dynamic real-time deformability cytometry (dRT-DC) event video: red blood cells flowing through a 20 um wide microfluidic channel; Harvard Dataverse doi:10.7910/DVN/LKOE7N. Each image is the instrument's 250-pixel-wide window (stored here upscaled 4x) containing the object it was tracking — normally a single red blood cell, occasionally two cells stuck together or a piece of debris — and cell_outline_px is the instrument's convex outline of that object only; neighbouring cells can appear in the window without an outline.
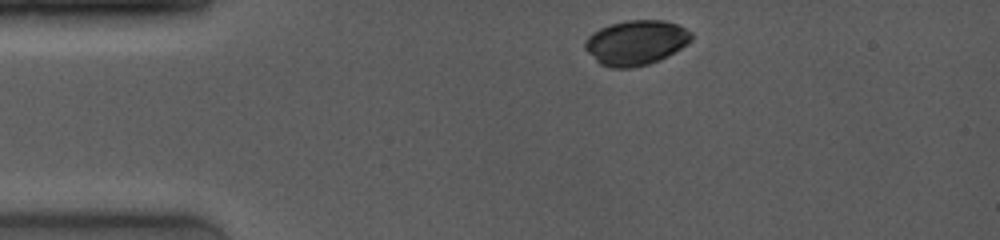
{"species": "common noctule bat (a hibernating species)", "species_latin": "Nyctalus noctula", "temperature_condition": "room temperature", "stored_images_in_passage": 19, "camera_frame_rate_fps": 4000, "um_per_image_px": 0.085, "animal": {"sex": "female", "body_mass_g": 19.0, "forearm_length_mm": 53.3}, "frame": {"image": 1, "passage_image": 1, "time_ms": 0.0, "image_size_px": [1000, 240], "cell_outline_px": [[692, 40], [688, 44], [660, 60], [648, 64], [632, 68], [612, 68], [600, 64], [584, 48], [584, 40], [592, 32], [600, 28], [612, 24], [628, 20], [664, 20], [676, 24], [692, 32]], "centroid_in_image_um": [54.05, 3.62], "position_along_channel_um": 30.9, "area_um2": 27.8}}
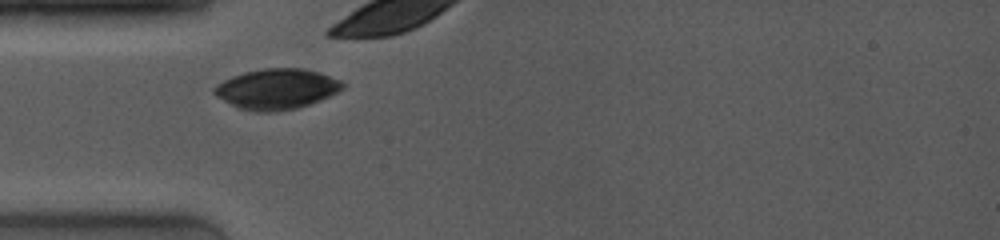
{"frame": {"image": 2, "passage_image": 6, "time_ms": 2.0, "image_size_px": [1000, 240], "cell_outline_px": [[344, 88], [320, 100], [296, 108], [276, 112], [256, 112], [240, 108], [216, 96], [212, 92], [212, 88], [216, 84], [232, 76], [244, 72], [264, 68], [304, 68], [320, 72], [340, 80], [344, 84]], "centroid_in_image_um": [23.5, 7.55], "position_along_channel_um": 61.5, "area_um2": 30.17}}